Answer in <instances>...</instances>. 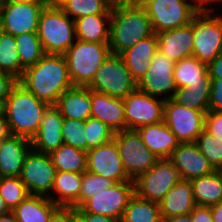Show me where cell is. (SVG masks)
I'll use <instances>...</instances> for the list:
<instances>
[{
    "label": "cell",
    "instance_id": "6da1fadb",
    "mask_svg": "<svg viewBox=\"0 0 222 222\" xmlns=\"http://www.w3.org/2000/svg\"><path fill=\"white\" fill-rule=\"evenodd\" d=\"M18 82L49 105H55L58 98L73 87L62 54H45L35 65L24 70Z\"/></svg>",
    "mask_w": 222,
    "mask_h": 222
},
{
    "label": "cell",
    "instance_id": "7a4b0ae2",
    "mask_svg": "<svg viewBox=\"0 0 222 222\" xmlns=\"http://www.w3.org/2000/svg\"><path fill=\"white\" fill-rule=\"evenodd\" d=\"M154 32L143 7L127 0H115L111 8L109 46L112 54L120 55Z\"/></svg>",
    "mask_w": 222,
    "mask_h": 222
},
{
    "label": "cell",
    "instance_id": "3957f363",
    "mask_svg": "<svg viewBox=\"0 0 222 222\" xmlns=\"http://www.w3.org/2000/svg\"><path fill=\"white\" fill-rule=\"evenodd\" d=\"M49 106L18 82L5 101V118L11 135L31 141L37 134L44 112Z\"/></svg>",
    "mask_w": 222,
    "mask_h": 222
},
{
    "label": "cell",
    "instance_id": "277c9868",
    "mask_svg": "<svg viewBox=\"0 0 222 222\" xmlns=\"http://www.w3.org/2000/svg\"><path fill=\"white\" fill-rule=\"evenodd\" d=\"M109 44L76 39L64 57L73 86L87 87L100 65L110 56Z\"/></svg>",
    "mask_w": 222,
    "mask_h": 222
},
{
    "label": "cell",
    "instance_id": "5b68a950",
    "mask_svg": "<svg viewBox=\"0 0 222 222\" xmlns=\"http://www.w3.org/2000/svg\"><path fill=\"white\" fill-rule=\"evenodd\" d=\"M37 35L45 54H62L76 41L75 20L60 7L45 6L40 14Z\"/></svg>",
    "mask_w": 222,
    "mask_h": 222
},
{
    "label": "cell",
    "instance_id": "8992f818",
    "mask_svg": "<svg viewBox=\"0 0 222 222\" xmlns=\"http://www.w3.org/2000/svg\"><path fill=\"white\" fill-rule=\"evenodd\" d=\"M216 8H202L192 19L195 58L208 64L222 54V13Z\"/></svg>",
    "mask_w": 222,
    "mask_h": 222
},
{
    "label": "cell",
    "instance_id": "52a82bcc",
    "mask_svg": "<svg viewBox=\"0 0 222 222\" xmlns=\"http://www.w3.org/2000/svg\"><path fill=\"white\" fill-rule=\"evenodd\" d=\"M143 8L155 34L189 24L202 9L198 0H152Z\"/></svg>",
    "mask_w": 222,
    "mask_h": 222
},
{
    "label": "cell",
    "instance_id": "ba28073f",
    "mask_svg": "<svg viewBox=\"0 0 222 222\" xmlns=\"http://www.w3.org/2000/svg\"><path fill=\"white\" fill-rule=\"evenodd\" d=\"M87 87L110 97L124 99L137 88V83L121 56L111 53Z\"/></svg>",
    "mask_w": 222,
    "mask_h": 222
},
{
    "label": "cell",
    "instance_id": "9c48e42d",
    "mask_svg": "<svg viewBox=\"0 0 222 222\" xmlns=\"http://www.w3.org/2000/svg\"><path fill=\"white\" fill-rule=\"evenodd\" d=\"M113 140L116 142L127 176L133 181L159 160L145 146L136 130L115 132Z\"/></svg>",
    "mask_w": 222,
    "mask_h": 222
},
{
    "label": "cell",
    "instance_id": "30bf717a",
    "mask_svg": "<svg viewBox=\"0 0 222 222\" xmlns=\"http://www.w3.org/2000/svg\"><path fill=\"white\" fill-rule=\"evenodd\" d=\"M180 181L177 169L169 159H159L148 171L134 180L137 196L159 203Z\"/></svg>",
    "mask_w": 222,
    "mask_h": 222
},
{
    "label": "cell",
    "instance_id": "8fae6325",
    "mask_svg": "<svg viewBox=\"0 0 222 222\" xmlns=\"http://www.w3.org/2000/svg\"><path fill=\"white\" fill-rule=\"evenodd\" d=\"M207 112L188 108L171 98L164 102L163 121L180 143L196 142L204 130Z\"/></svg>",
    "mask_w": 222,
    "mask_h": 222
},
{
    "label": "cell",
    "instance_id": "7c38bea8",
    "mask_svg": "<svg viewBox=\"0 0 222 222\" xmlns=\"http://www.w3.org/2000/svg\"><path fill=\"white\" fill-rule=\"evenodd\" d=\"M163 98L154 97L135 89L124 99L125 130L137 128L163 121Z\"/></svg>",
    "mask_w": 222,
    "mask_h": 222
},
{
    "label": "cell",
    "instance_id": "4fadbf2b",
    "mask_svg": "<svg viewBox=\"0 0 222 222\" xmlns=\"http://www.w3.org/2000/svg\"><path fill=\"white\" fill-rule=\"evenodd\" d=\"M55 174L56 168L49 153H41L31 148L24 159L19 177L30 195L48 197L51 195Z\"/></svg>",
    "mask_w": 222,
    "mask_h": 222
},
{
    "label": "cell",
    "instance_id": "5bb4252c",
    "mask_svg": "<svg viewBox=\"0 0 222 222\" xmlns=\"http://www.w3.org/2000/svg\"><path fill=\"white\" fill-rule=\"evenodd\" d=\"M134 193V181L118 182L111 188L91 196L80 207L85 212L121 220Z\"/></svg>",
    "mask_w": 222,
    "mask_h": 222
},
{
    "label": "cell",
    "instance_id": "9a60e30c",
    "mask_svg": "<svg viewBox=\"0 0 222 222\" xmlns=\"http://www.w3.org/2000/svg\"><path fill=\"white\" fill-rule=\"evenodd\" d=\"M46 4L0 3V27L3 32L18 36L24 33L37 32L40 14Z\"/></svg>",
    "mask_w": 222,
    "mask_h": 222
},
{
    "label": "cell",
    "instance_id": "2e32d148",
    "mask_svg": "<svg viewBox=\"0 0 222 222\" xmlns=\"http://www.w3.org/2000/svg\"><path fill=\"white\" fill-rule=\"evenodd\" d=\"M150 68L137 83V89L154 97L168 100L174 97L177 90L174 80L175 63L157 51L153 56Z\"/></svg>",
    "mask_w": 222,
    "mask_h": 222
},
{
    "label": "cell",
    "instance_id": "e0dca14e",
    "mask_svg": "<svg viewBox=\"0 0 222 222\" xmlns=\"http://www.w3.org/2000/svg\"><path fill=\"white\" fill-rule=\"evenodd\" d=\"M86 170L116 183L133 181L127 176L114 140L87 151Z\"/></svg>",
    "mask_w": 222,
    "mask_h": 222
},
{
    "label": "cell",
    "instance_id": "ac0fdd59",
    "mask_svg": "<svg viewBox=\"0 0 222 222\" xmlns=\"http://www.w3.org/2000/svg\"><path fill=\"white\" fill-rule=\"evenodd\" d=\"M169 160L177 169L180 179L192 180L215 171L208 159L200 151L196 142L180 143Z\"/></svg>",
    "mask_w": 222,
    "mask_h": 222
},
{
    "label": "cell",
    "instance_id": "d6986e66",
    "mask_svg": "<svg viewBox=\"0 0 222 222\" xmlns=\"http://www.w3.org/2000/svg\"><path fill=\"white\" fill-rule=\"evenodd\" d=\"M158 51L177 63L193 54V22L171 30L157 33Z\"/></svg>",
    "mask_w": 222,
    "mask_h": 222
},
{
    "label": "cell",
    "instance_id": "ffe728a7",
    "mask_svg": "<svg viewBox=\"0 0 222 222\" xmlns=\"http://www.w3.org/2000/svg\"><path fill=\"white\" fill-rule=\"evenodd\" d=\"M64 118L60 111L50 105L44 112L37 134L31 140L32 149L41 153H50L64 144L61 133Z\"/></svg>",
    "mask_w": 222,
    "mask_h": 222
},
{
    "label": "cell",
    "instance_id": "44dd1931",
    "mask_svg": "<svg viewBox=\"0 0 222 222\" xmlns=\"http://www.w3.org/2000/svg\"><path fill=\"white\" fill-rule=\"evenodd\" d=\"M62 208L42 195H29L11 212L19 222H55Z\"/></svg>",
    "mask_w": 222,
    "mask_h": 222
},
{
    "label": "cell",
    "instance_id": "7402d4cb",
    "mask_svg": "<svg viewBox=\"0 0 222 222\" xmlns=\"http://www.w3.org/2000/svg\"><path fill=\"white\" fill-rule=\"evenodd\" d=\"M91 117L99 119L114 132L125 130L123 99L91 90Z\"/></svg>",
    "mask_w": 222,
    "mask_h": 222
},
{
    "label": "cell",
    "instance_id": "603a6c76",
    "mask_svg": "<svg viewBox=\"0 0 222 222\" xmlns=\"http://www.w3.org/2000/svg\"><path fill=\"white\" fill-rule=\"evenodd\" d=\"M136 131L145 146L159 159H169L173 150L180 144L164 121L141 126Z\"/></svg>",
    "mask_w": 222,
    "mask_h": 222
},
{
    "label": "cell",
    "instance_id": "cb8c5ba5",
    "mask_svg": "<svg viewBox=\"0 0 222 222\" xmlns=\"http://www.w3.org/2000/svg\"><path fill=\"white\" fill-rule=\"evenodd\" d=\"M157 51L158 37L154 33L120 54L136 83L145 76L151 66L150 61Z\"/></svg>",
    "mask_w": 222,
    "mask_h": 222
},
{
    "label": "cell",
    "instance_id": "d4e9b609",
    "mask_svg": "<svg viewBox=\"0 0 222 222\" xmlns=\"http://www.w3.org/2000/svg\"><path fill=\"white\" fill-rule=\"evenodd\" d=\"M32 148L31 141L11 135L0 145L1 177H19L24 159Z\"/></svg>",
    "mask_w": 222,
    "mask_h": 222
},
{
    "label": "cell",
    "instance_id": "484cf974",
    "mask_svg": "<svg viewBox=\"0 0 222 222\" xmlns=\"http://www.w3.org/2000/svg\"><path fill=\"white\" fill-rule=\"evenodd\" d=\"M82 173L56 171L54 184L48 198L62 209L79 207Z\"/></svg>",
    "mask_w": 222,
    "mask_h": 222
},
{
    "label": "cell",
    "instance_id": "4316f807",
    "mask_svg": "<svg viewBox=\"0 0 222 222\" xmlns=\"http://www.w3.org/2000/svg\"><path fill=\"white\" fill-rule=\"evenodd\" d=\"M54 106L63 118L86 121L91 117V89L73 86L58 98Z\"/></svg>",
    "mask_w": 222,
    "mask_h": 222
},
{
    "label": "cell",
    "instance_id": "83f0119b",
    "mask_svg": "<svg viewBox=\"0 0 222 222\" xmlns=\"http://www.w3.org/2000/svg\"><path fill=\"white\" fill-rule=\"evenodd\" d=\"M195 206L192 185L190 181L182 179L159 202L162 218L190 214Z\"/></svg>",
    "mask_w": 222,
    "mask_h": 222
},
{
    "label": "cell",
    "instance_id": "f1b7e54d",
    "mask_svg": "<svg viewBox=\"0 0 222 222\" xmlns=\"http://www.w3.org/2000/svg\"><path fill=\"white\" fill-rule=\"evenodd\" d=\"M111 15H90L75 20L76 39L109 44Z\"/></svg>",
    "mask_w": 222,
    "mask_h": 222
},
{
    "label": "cell",
    "instance_id": "f546056e",
    "mask_svg": "<svg viewBox=\"0 0 222 222\" xmlns=\"http://www.w3.org/2000/svg\"><path fill=\"white\" fill-rule=\"evenodd\" d=\"M193 198L196 205L212 206L222 202V171L190 180Z\"/></svg>",
    "mask_w": 222,
    "mask_h": 222
},
{
    "label": "cell",
    "instance_id": "4dcf8cb0",
    "mask_svg": "<svg viewBox=\"0 0 222 222\" xmlns=\"http://www.w3.org/2000/svg\"><path fill=\"white\" fill-rule=\"evenodd\" d=\"M173 73L177 89L203 84L209 78L207 64L194 56L183 58L175 63Z\"/></svg>",
    "mask_w": 222,
    "mask_h": 222
},
{
    "label": "cell",
    "instance_id": "1f68e13d",
    "mask_svg": "<svg viewBox=\"0 0 222 222\" xmlns=\"http://www.w3.org/2000/svg\"><path fill=\"white\" fill-rule=\"evenodd\" d=\"M56 171L83 173L86 171L87 152L66 144L49 153Z\"/></svg>",
    "mask_w": 222,
    "mask_h": 222
},
{
    "label": "cell",
    "instance_id": "d6a6232c",
    "mask_svg": "<svg viewBox=\"0 0 222 222\" xmlns=\"http://www.w3.org/2000/svg\"><path fill=\"white\" fill-rule=\"evenodd\" d=\"M161 219L159 203L143 199L134 193L124 210L121 221L159 222Z\"/></svg>",
    "mask_w": 222,
    "mask_h": 222
},
{
    "label": "cell",
    "instance_id": "836d02e7",
    "mask_svg": "<svg viewBox=\"0 0 222 222\" xmlns=\"http://www.w3.org/2000/svg\"><path fill=\"white\" fill-rule=\"evenodd\" d=\"M211 94L210 77L203 84L182 87L175 91L172 98L178 104L200 111H208Z\"/></svg>",
    "mask_w": 222,
    "mask_h": 222
},
{
    "label": "cell",
    "instance_id": "e575fe53",
    "mask_svg": "<svg viewBox=\"0 0 222 222\" xmlns=\"http://www.w3.org/2000/svg\"><path fill=\"white\" fill-rule=\"evenodd\" d=\"M15 40L20 57L21 79L24 70L30 66L35 65L45 55V51L37 35V32H29L15 36Z\"/></svg>",
    "mask_w": 222,
    "mask_h": 222
},
{
    "label": "cell",
    "instance_id": "d590c367",
    "mask_svg": "<svg viewBox=\"0 0 222 222\" xmlns=\"http://www.w3.org/2000/svg\"><path fill=\"white\" fill-rule=\"evenodd\" d=\"M115 0H67L60 8L72 20L90 15H111Z\"/></svg>",
    "mask_w": 222,
    "mask_h": 222
},
{
    "label": "cell",
    "instance_id": "8d00e7d4",
    "mask_svg": "<svg viewBox=\"0 0 222 222\" xmlns=\"http://www.w3.org/2000/svg\"><path fill=\"white\" fill-rule=\"evenodd\" d=\"M0 72L20 80V57L15 36L0 31Z\"/></svg>",
    "mask_w": 222,
    "mask_h": 222
},
{
    "label": "cell",
    "instance_id": "74e56055",
    "mask_svg": "<svg viewBox=\"0 0 222 222\" xmlns=\"http://www.w3.org/2000/svg\"><path fill=\"white\" fill-rule=\"evenodd\" d=\"M0 195L12 211L30 194L20 177H1Z\"/></svg>",
    "mask_w": 222,
    "mask_h": 222
},
{
    "label": "cell",
    "instance_id": "f35d334b",
    "mask_svg": "<svg viewBox=\"0 0 222 222\" xmlns=\"http://www.w3.org/2000/svg\"><path fill=\"white\" fill-rule=\"evenodd\" d=\"M196 144L213 168L222 170V138L204 129L198 136Z\"/></svg>",
    "mask_w": 222,
    "mask_h": 222
},
{
    "label": "cell",
    "instance_id": "ab89813d",
    "mask_svg": "<svg viewBox=\"0 0 222 222\" xmlns=\"http://www.w3.org/2000/svg\"><path fill=\"white\" fill-rule=\"evenodd\" d=\"M114 131L101 122L99 119L89 117L85 121V137L87 151L89 149L111 142L114 138Z\"/></svg>",
    "mask_w": 222,
    "mask_h": 222
},
{
    "label": "cell",
    "instance_id": "60d3db41",
    "mask_svg": "<svg viewBox=\"0 0 222 222\" xmlns=\"http://www.w3.org/2000/svg\"><path fill=\"white\" fill-rule=\"evenodd\" d=\"M116 182L112 179L84 171L82 173L81 191L79 194V207L91 196L111 188Z\"/></svg>",
    "mask_w": 222,
    "mask_h": 222
},
{
    "label": "cell",
    "instance_id": "b9f144b4",
    "mask_svg": "<svg viewBox=\"0 0 222 222\" xmlns=\"http://www.w3.org/2000/svg\"><path fill=\"white\" fill-rule=\"evenodd\" d=\"M61 133L64 144L87 152L85 121L64 118Z\"/></svg>",
    "mask_w": 222,
    "mask_h": 222
},
{
    "label": "cell",
    "instance_id": "7bdbcfd3",
    "mask_svg": "<svg viewBox=\"0 0 222 222\" xmlns=\"http://www.w3.org/2000/svg\"><path fill=\"white\" fill-rule=\"evenodd\" d=\"M204 129L222 138V111H208L205 115Z\"/></svg>",
    "mask_w": 222,
    "mask_h": 222
},
{
    "label": "cell",
    "instance_id": "ee69618b",
    "mask_svg": "<svg viewBox=\"0 0 222 222\" xmlns=\"http://www.w3.org/2000/svg\"><path fill=\"white\" fill-rule=\"evenodd\" d=\"M208 111H222V82H211Z\"/></svg>",
    "mask_w": 222,
    "mask_h": 222
},
{
    "label": "cell",
    "instance_id": "f6af8a7d",
    "mask_svg": "<svg viewBox=\"0 0 222 222\" xmlns=\"http://www.w3.org/2000/svg\"><path fill=\"white\" fill-rule=\"evenodd\" d=\"M18 83L12 75L0 72V99L5 100L9 96L11 89Z\"/></svg>",
    "mask_w": 222,
    "mask_h": 222
},
{
    "label": "cell",
    "instance_id": "bcb514c9",
    "mask_svg": "<svg viewBox=\"0 0 222 222\" xmlns=\"http://www.w3.org/2000/svg\"><path fill=\"white\" fill-rule=\"evenodd\" d=\"M207 71L211 82H222V54L207 64Z\"/></svg>",
    "mask_w": 222,
    "mask_h": 222
},
{
    "label": "cell",
    "instance_id": "7dc6e473",
    "mask_svg": "<svg viewBox=\"0 0 222 222\" xmlns=\"http://www.w3.org/2000/svg\"><path fill=\"white\" fill-rule=\"evenodd\" d=\"M84 222H119L115 218H110L100 214L85 212L81 207L72 209Z\"/></svg>",
    "mask_w": 222,
    "mask_h": 222
},
{
    "label": "cell",
    "instance_id": "c3c4849f",
    "mask_svg": "<svg viewBox=\"0 0 222 222\" xmlns=\"http://www.w3.org/2000/svg\"><path fill=\"white\" fill-rule=\"evenodd\" d=\"M190 215L192 222H213L210 206L196 205Z\"/></svg>",
    "mask_w": 222,
    "mask_h": 222
},
{
    "label": "cell",
    "instance_id": "681fc988",
    "mask_svg": "<svg viewBox=\"0 0 222 222\" xmlns=\"http://www.w3.org/2000/svg\"><path fill=\"white\" fill-rule=\"evenodd\" d=\"M60 218L64 222H84L73 210L63 209Z\"/></svg>",
    "mask_w": 222,
    "mask_h": 222
},
{
    "label": "cell",
    "instance_id": "f907efd6",
    "mask_svg": "<svg viewBox=\"0 0 222 222\" xmlns=\"http://www.w3.org/2000/svg\"><path fill=\"white\" fill-rule=\"evenodd\" d=\"M11 136L7 119L5 115L0 116V141H3Z\"/></svg>",
    "mask_w": 222,
    "mask_h": 222
},
{
    "label": "cell",
    "instance_id": "816d5d0a",
    "mask_svg": "<svg viewBox=\"0 0 222 222\" xmlns=\"http://www.w3.org/2000/svg\"><path fill=\"white\" fill-rule=\"evenodd\" d=\"M213 222H222V202L210 206Z\"/></svg>",
    "mask_w": 222,
    "mask_h": 222
},
{
    "label": "cell",
    "instance_id": "f5cc1de1",
    "mask_svg": "<svg viewBox=\"0 0 222 222\" xmlns=\"http://www.w3.org/2000/svg\"><path fill=\"white\" fill-rule=\"evenodd\" d=\"M163 222H192V220L190 214H183L163 218Z\"/></svg>",
    "mask_w": 222,
    "mask_h": 222
},
{
    "label": "cell",
    "instance_id": "db71d44e",
    "mask_svg": "<svg viewBox=\"0 0 222 222\" xmlns=\"http://www.w3.org/2000/svg\"><path fill=\"white\" fill-rule=\"evenodd\" d=\"M220 2H222V0H198V3L202 8H206V6L207 8H217L215 6L220 4ZM211 4L214 5L212 6Z\"/></svg>",
    "mask_w": 222,
    "mask_h": 222
},
{
    "label": "cell",
    "instance_id": "11a10c76",
    "mask_svg": "<svg viewBox=\"0 0 222 222\" xmlns=\"http://www.w3.org/2000/svg\"><path fill=\"white\" fill-rule=\"evenodd\" d=\"M11 210L8 208V206L5 203V200L0 195V216H3L5 214L10 213Z\"/></svg>",
    "mask_w": 222,
    "mask_h": 222
},
{
    "label": "cell",
    "instance_id": "9f6ffc18",
    "mask_svg": "<svg viewBox=\"0 0 222 222\" xmlns=\"http://www.w3.org/2000/svg\"><path fill=\"white\" fill-rule=\"evenodd\" d=\"M0 222H19L12 212L0 216Z\"/></svg>",
    "mask_w": 222,
    "mask_h": 222
},
{
    "label": "cell",
    "instance_id": "6f0895ef",
    "mask_svg": "<svg viewBox=\"0 0 222 222\" xmlns=\"http://www.w3.org/2000/svg\"><path fill=\"white\" fill-rule=\"evenodd\" d=\"M46 6L50 7H60L62 6L67 0H45Z\"/></svg>",
    "mask_w": 222,
    "mask_h": 222
},
{
    "label": "cell",
    "instance_id": "680465c9",
    "mask_svg": "<svg viewBox=\"0 0 222 222\" xmlns=\"http://www.w3.org/2000/svg\"><path fill=\"white\" fill-rule=\"evenodd\" d=\"M3 1H10L16 3L46 4L45 0H3Z\"/></svg>",
    "mask_w": 222,
    "mask_h": 222
},
{
    "label": "cell",
    "instance_id": "91938a15",
    "mask_svg": "<svg viewBox=\"0 0 222 222\" xmlns=\"http://www.w3.org/2000/svg\"><path fill=\"white\" fill-rule=\"evenodd\" d=\"M131 5L143 7L145 4L152 0H127Z\"/></svg>",
    "mask_w": 222,
    "mask_h": 222
},
{
    "label": "cell",
    "instance_id": "94428289",
    "mask_svg": "<svg viewBox=\"0 0 222 222\" xmlns=\"http://www.w3.org/2000/svg\"><path fill=\"white\" fill-rule=\"evenodd\" d=\"M5 115V100L0 99V116Z\"/></svg>",
    "mask_w": 222,
    "mask_h": 222
},
{
    "label": "cell",
    "instance_id": "6125c7cd",
    "mask_svg": "<svg viewBox=\"0 0 222 222\" xmlns=\"http://www.w3.org/2000/svg\"><path fill=\"white\" fill-rule=\"evenodd\" d=\"M55 222H64L60 217Z\"/></svg>",
    "mask_w": 222,
    "mask_h": 222
}]
</instances>
